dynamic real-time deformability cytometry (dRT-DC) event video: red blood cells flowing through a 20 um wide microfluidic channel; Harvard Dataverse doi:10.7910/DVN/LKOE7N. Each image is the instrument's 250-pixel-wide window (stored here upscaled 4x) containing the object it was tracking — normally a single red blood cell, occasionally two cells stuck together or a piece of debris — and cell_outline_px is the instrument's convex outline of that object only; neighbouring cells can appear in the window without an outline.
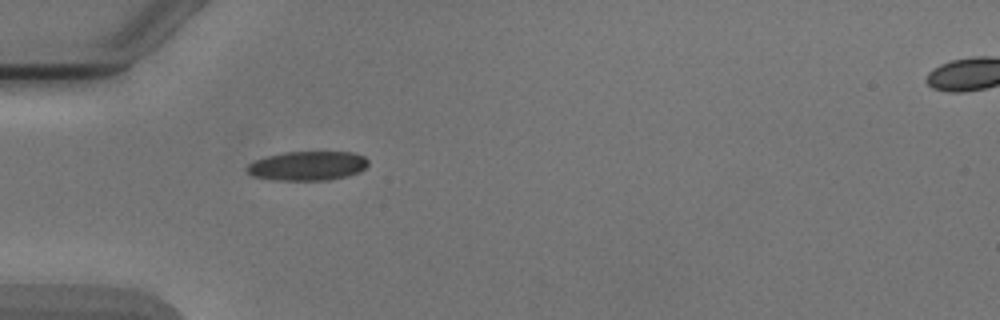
{"species": "Egyptian fruit bat (a non-hibernating species)", "species_latin": "Rousettus aegyptiacus", "temperature_condition": "cold", "stored_images_in_passage": 2, "segment_of_instrument_passage": [1, 2], "camera_frame_rate_fps": 3000, "um_per_image_px": 0.085, "animal": {"sex": "male"}, "frame": {"image": 1, "passage_image": 1, "time_ms": 0.0, "image_size_px": [1000, 320], "cell_outline_px": [[368, 164], [360, 172], [348, 176], [328, 180], [280, 180], [252, 176], [244, 168], [248, 164], [256, 160], [268, 156], [284, 152], [352, 152], [364, 156], [368, 160]], "centroid_in_image_um": [26.16, 14.09], "position_along_channel_um": 58.8, "area_um2": 20.63}}